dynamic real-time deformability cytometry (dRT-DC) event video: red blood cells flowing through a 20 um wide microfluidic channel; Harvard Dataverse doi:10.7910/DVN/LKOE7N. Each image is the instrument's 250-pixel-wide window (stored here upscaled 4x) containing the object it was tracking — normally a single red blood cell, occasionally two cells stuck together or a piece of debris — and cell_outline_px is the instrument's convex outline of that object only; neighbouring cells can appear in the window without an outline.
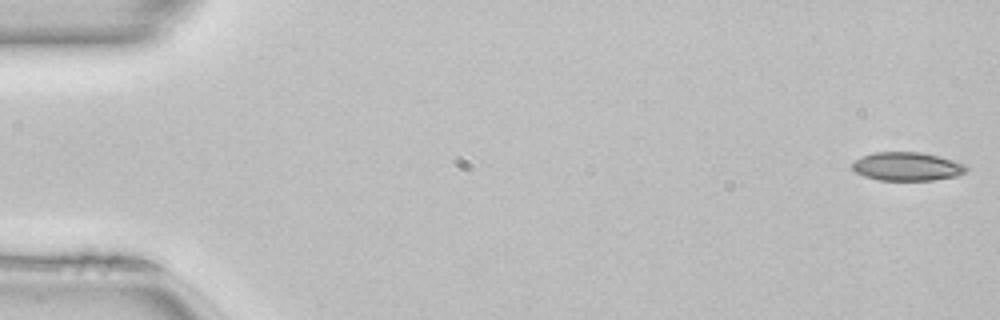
{"species": "common noctule bat (a hibernating species)", "species_latin": "Nyctalus noctula", "temperature_condition": "room temperature", "stored_images_in_passage": 50, "camera_frame_rate_fps": 3000, "um_per_image_px": 0.085, "animal": {"sex": "female", "body_mass_g": 22.7, "forearm_length_mm": 54.2}, "frame": {"image": 1, "passage_image": 1, "time_ms": 0.0, "image_size_px": [1000, 320], "cell_outline_px": [[968, 168], [964, 172], [956, 176], [932, 180], [880, 180], [864, 176], [856, 172], [852, 168], [852, 164], [856, 160], [864, 156], [876, 152], [920, 152], [940, 156], [964, 164]], "centroid_in_image_um": [77.11, 14.15], "position_along_channel_um": 7.9, "area_um2": 18.73}}
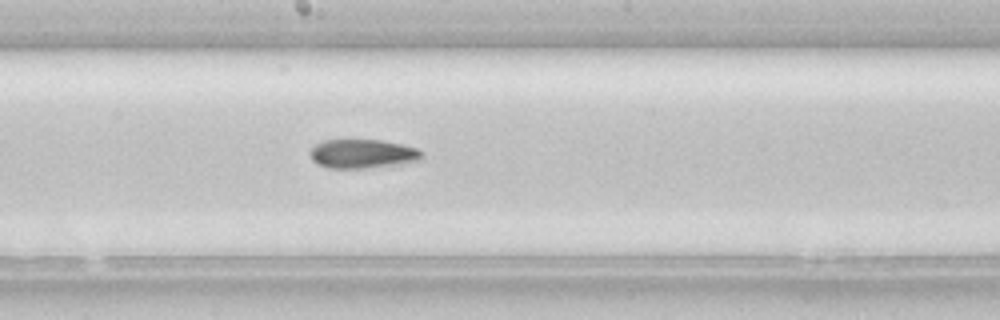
{"frame": {"image": 2, "passage_image": 27, "time_ms": 8.667, "image_size_px": [1000, 320], "cell_outline_px": [[424, 156], [420, 160], [364, 168], [328, 168], [312, 160], [312, 148], [320, 140], [380, 140], [400, 144], [416, 148], [424, 152]], "centroid_in_image_um": [30.82, 13.06], "position_along_channel_um": 217.4, "area_um2": 18.5}}
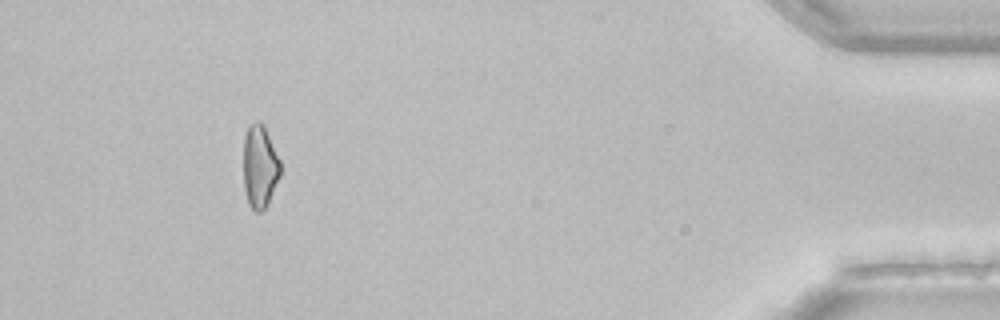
{"frame": {"image": 3, "passage_image": 46, "time_ms": 15.0, "image_size_px": [1000, 320], "cell_outline_px": [[280, 176], [268, 204], [260, 212], [256, 212], [248, 204], [244, 188], [244, 136], [248, 124], [264, 124], [280, 160]], "centroid_in_image_um": [22.08, 14.17], "position_along_channel_um": 413.1, "area_um2": 17.8}}